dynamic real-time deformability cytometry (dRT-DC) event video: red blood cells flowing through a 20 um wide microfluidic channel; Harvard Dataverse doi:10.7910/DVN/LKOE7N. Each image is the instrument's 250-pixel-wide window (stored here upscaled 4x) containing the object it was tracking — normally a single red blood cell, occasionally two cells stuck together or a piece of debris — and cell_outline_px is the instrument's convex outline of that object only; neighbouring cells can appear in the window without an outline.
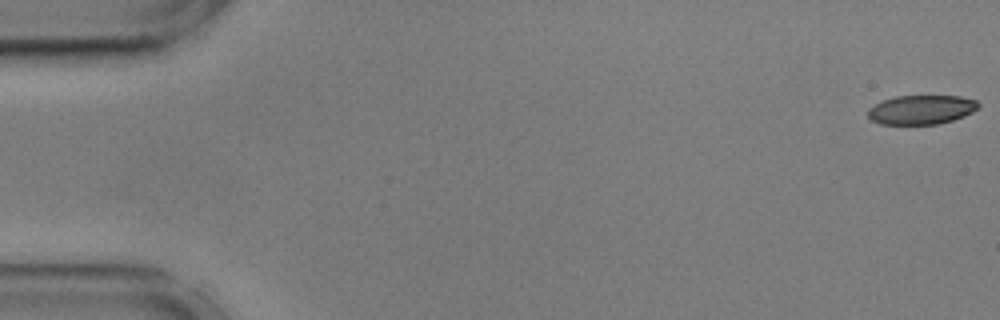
{"species": "common noctule bat (a hibernating species)", "species_latin": "Nyctalus noctula", "temperature_condition": "cold", "stored_images_in_passage": 56, "camera_frame_rate_fps": 3000, "um_per_image_px": 0.085, "animal": {"sex": "male", "body_mass_g": 17.9, "forearm_length_mm": 54.2}, "frame": {"image": 1, "passage_image": 1, "time_ms": 0.0, "image_size_px": [1000, 320], "cell_outline_px": [[980, 108], [964, 116], [940, 124], [880, 124], [872, 120], [868, 116], [868, 108], [884, 100], [896, 96], [960, 96], [976, 100], [980, 104]], "centroid_in_image_um": [78.34, 9.32], "position_along_channel_um": 6.7, "area_um2": 18.79}}
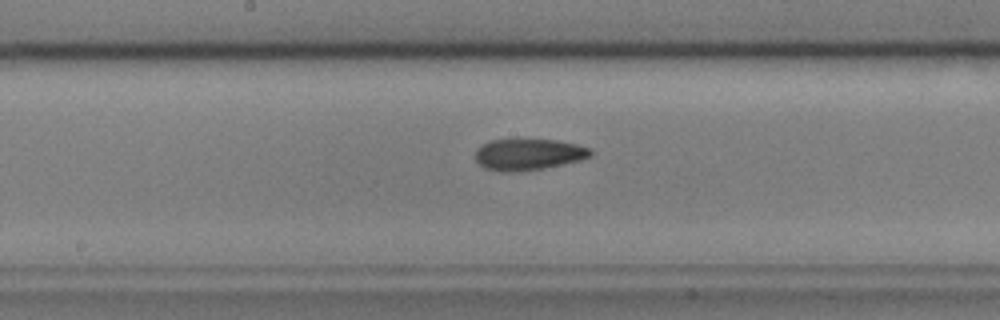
{"frame": {"image": 2, "passage_image": 29, "time_ms": 9.333, "image_size_px": [1000, 320], "cell_outline_px": [[592, 156], [580, 160], [540, 168], [512, 172], [500, 172], [484, 168], [476, 160], [476, 148], [492, 140], [556, 140], [576, 144], [592, 148]], "centroid_in_image_um": [44.92, 13.12], "position_along_channel_um": 203.3, "area_um2": 20.75}}
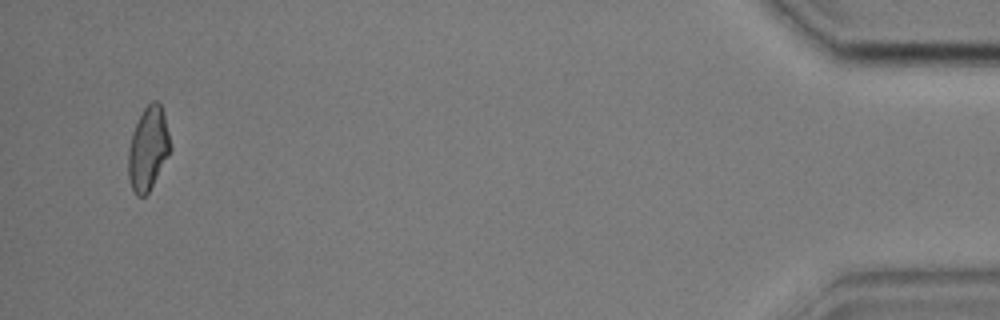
{"frame": {"image": 3, "passage_image": 54, "time_ms": 17.667, "image_size_px": [1000, 320], "cell_outline_px": [[172, 148], [168, 156], [148, 192], [144, 196], [136, 196], [132, 188], [128, 176], [128, 148], [132, 132], [144, 108], [152, 100], [156, 100], [160, 104], [164, 112]], "centroid_in_image_um": [12.59, 12.61], "position_along_channel_um": 422.6, "area_um2": 20.35}, "authors_computed_cell_mechanics": {"area_um2": 20.6057, "velocity_mm_per_s": 3.6017, "shape_relaxation_time_tau1_ms": null, "shape_relaxation_time_tau2_ms": 2.7924, "deformation_change_tau1": null, "deformation_change_tau2": 0.0876}}